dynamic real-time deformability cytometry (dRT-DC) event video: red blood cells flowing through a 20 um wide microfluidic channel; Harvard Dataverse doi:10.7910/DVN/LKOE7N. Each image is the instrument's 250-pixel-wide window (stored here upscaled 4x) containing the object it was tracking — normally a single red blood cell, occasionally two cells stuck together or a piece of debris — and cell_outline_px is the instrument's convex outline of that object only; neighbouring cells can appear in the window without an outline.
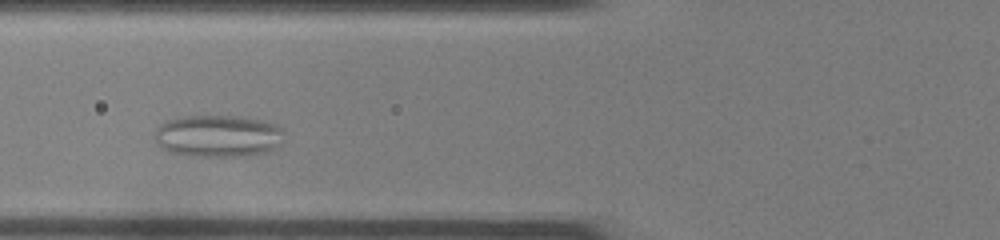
{"species": "common noctule bat (a hibernating species)", "species_latin": "Nyctalus noctula", "temperature_condition": "room temperature", "stored_images_in_passage": 31, "camera_frame_rate_fps": 3000, "um_per_image_px": 0.085, "animal": {"sex": "female", "body_mass_g": 22.0, "forearm_length_mm": 56.7}, "frame": {"image": 1, "passage_image": 9, "time_ms": 2.667, "image_size_px": [1000, 240], "cell_outline_px": [[284, 132], [280, 144], [272, 152], [244, 156], [192, 156], [168, 152], [152, 136], [156, 128], [164, 120], [184, 116], [236, 116], [260, 120], [284, 128]], "centroid_in_image_um": [18.53, 11.56], "position_along_channel_um": 107.3, "area_um2": 32.08}}
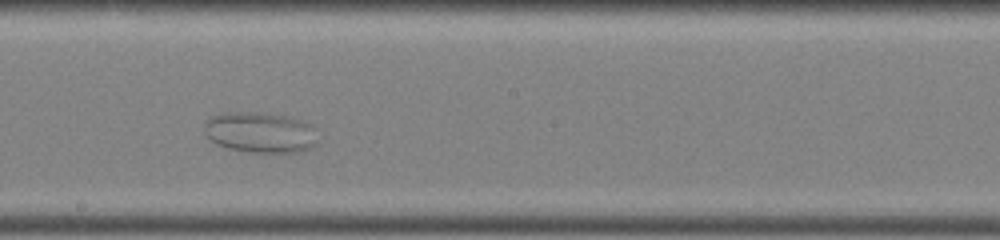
{"frame": {"image": 2, "passage_image": 18, "time_ms": 5.667, "image_size_px": [1000, 240], "cell_outline_px": [[316, 144], [312, 148], [300, 152], [252, 152], [228, 148], [216, 144], [204, 132], [204, 124], [212, 116], [228, 112], [256, 112], [284, 116], [300, 120], [308, 124], [312, 128], [316, 140]], "centroid_in_image_um": [22.09, 11.26], "position_along_channel_um": 226.1, "area_um2": 26.53}}
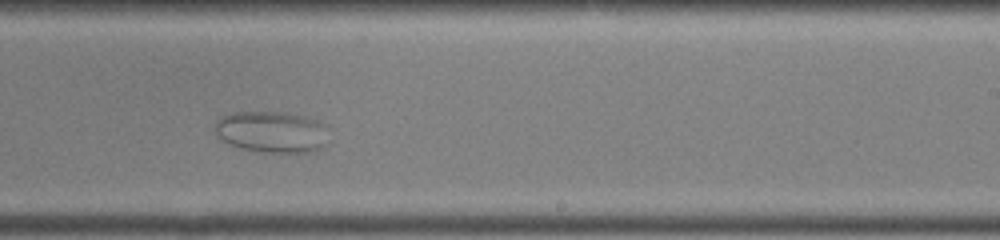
{"frame": {"image": 3, "passage_image": 21, "time_ms": 6.667, "image_size_px": [1000, 240], "cell_outline_px": [[328, 144], [324, 148], [308, 152], [256, 152], [240, 148], [228, 144], [220, 140], [216, 132], [216, 120], [232, 112], [284, 112], [308, 116], [320, 120], [328, 124]], "centroid_in_image_um": [23.18, 11.21], "position_along_channel_um": 265.8, "area_um2": 28.26}}